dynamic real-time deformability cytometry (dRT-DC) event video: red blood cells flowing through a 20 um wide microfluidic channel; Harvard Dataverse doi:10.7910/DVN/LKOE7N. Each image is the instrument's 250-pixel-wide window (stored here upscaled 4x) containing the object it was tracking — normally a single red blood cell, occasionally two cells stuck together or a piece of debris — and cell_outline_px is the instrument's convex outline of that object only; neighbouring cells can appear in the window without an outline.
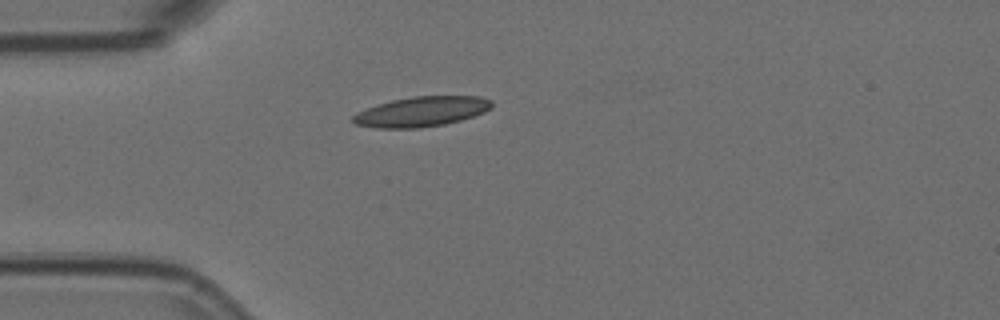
{"species": "Egyptian fruit bat (a non-hibernating species)", "species_latin": "Rousettus aegyptiacus", "temperature_condition": "room temperature", "stored_images_in_passage": 2, "camera_frame_rate_fps": 3000, "um_per_image_px": 0.085, "animal": {"sex": "female"}, "frame": {"image": 1, "passage_image": 2, "time_ms": 0.333, "image_size_px": [1000, 320], "cell_outline_px": [[492, 108], [484, 112], [460, 120], [444, 124], [420, 128], [376, 128], [356, 124], [352, 120], [352, 116], [356, 112], [376, 104], [392, 100], [412, 96], [480, 96], [492, 100]], "centroid_in_image_um": [35.81, 9.48], "position_along_channel_um": 49.2, "area_um2": 24.33}}